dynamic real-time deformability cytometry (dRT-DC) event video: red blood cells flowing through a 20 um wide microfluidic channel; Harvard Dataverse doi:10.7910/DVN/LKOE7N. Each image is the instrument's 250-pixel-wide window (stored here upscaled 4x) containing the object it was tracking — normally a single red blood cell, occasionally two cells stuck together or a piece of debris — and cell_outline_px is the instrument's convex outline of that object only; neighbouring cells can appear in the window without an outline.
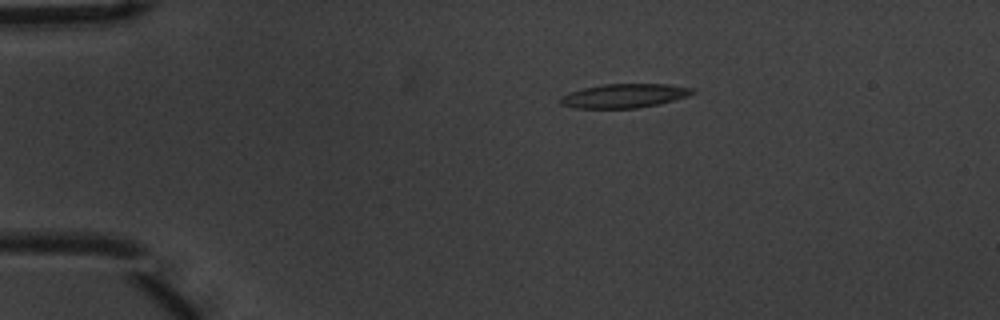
{"species": "common noctule bat (a hibernating species)", "species_latin": "Nyctalus noctula", "temperature_condition": "warm", "stored_images_in_passage": 2, "camera_frame_rate_fps": 3000, "um_per_image_px": 0.085, "animal": {"sex": "male", "body_mass_g": 20.1, "forearm_length_mm": 53.5}, "frame": {"image": 1, "passage_image": 1, "time_ms": 0.0, "image_size_px": [1000, 320], "cell_outline_px": [[696, 92], [688, 96], [660, 104], [636, 108], [576, 108], [560, 104], [560, 96], [568, 92], [584, 88], [604, 84], [668, 84], [692, 88]], "centroid_in_image_um": [53.06, 8.14], "position_along_channel_um": 31.9, "area_um2": 18.5}}